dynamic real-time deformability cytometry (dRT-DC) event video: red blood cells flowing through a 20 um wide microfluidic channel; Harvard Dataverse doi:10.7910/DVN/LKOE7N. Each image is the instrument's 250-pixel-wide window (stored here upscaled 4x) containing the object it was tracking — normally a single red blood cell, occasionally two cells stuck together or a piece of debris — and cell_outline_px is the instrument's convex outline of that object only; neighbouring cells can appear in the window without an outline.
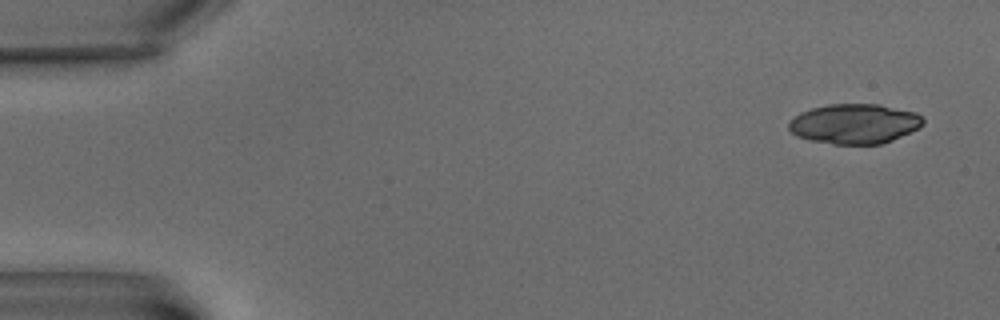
{"species": "common noctule bat (a hibernating species)", "species_latin": "Nyctalus noctula", "temperature_condition": "warm", "stored_images_in_passage": 5, "camera_frame_rate_fps": 3000, "um_per_image_px": 0.085, "animal": {"sex": "male", "body_mass_g": 15.6}, "frame": {"image": 1, "passage_image": 1, "time_ms": 0.0, "image_size_px": [1000, 320], "cell_outline_px": [[924, 124], [920, 128], [892, 140], [880, 144], [832, 144], [812, 140], [796, 136], [788, 128], [788, 124], [800, 112], [812, 108], [828, 104], [880, 104], [916, 112], [924, 120]], "centroid_in_image_um": [72.66, 10.52], "position_along_channel_um": 12.3, "area_um2": 31.21}}